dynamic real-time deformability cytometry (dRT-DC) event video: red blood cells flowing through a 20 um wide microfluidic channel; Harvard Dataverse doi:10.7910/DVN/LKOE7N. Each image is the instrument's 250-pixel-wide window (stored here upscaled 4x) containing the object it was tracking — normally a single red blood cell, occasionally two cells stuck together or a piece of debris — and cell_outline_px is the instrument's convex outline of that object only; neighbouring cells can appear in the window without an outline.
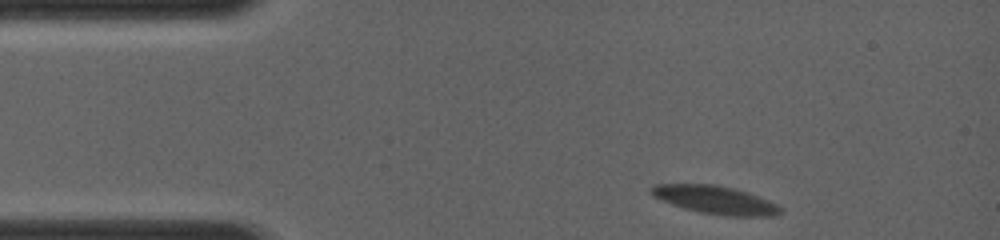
{"species": "common noctule bat (a hibernating species)", "species_latin": "Nyctalus noctula", "temperature_condition": "room temperature", "stored_images_in_passage": 3, "camera_frame_rate_fps": 4000, "um_per_image_px": 0.085, "animal": {"sex": "female", "body_mass_g": 19.0, "forearm_length_mm": 56.7}, "frame": {"image": 1, "passage_image": 1, "time_ms": 0.0, "image_size_px": [1000, 240], "cell_outline_px": [[784, 212], [772, 216], [724, 216], [700, 212], [684, 208], [672, 204], [652, 196], [648, 192], [656, 184], [716, 184], [736, 188], [748, 192], [776, 204], [784, 208]], "centroid_in_image_um": [60.82, 16.99], "position_along_channel_um": 24.2, "area_um2": 21.27}}